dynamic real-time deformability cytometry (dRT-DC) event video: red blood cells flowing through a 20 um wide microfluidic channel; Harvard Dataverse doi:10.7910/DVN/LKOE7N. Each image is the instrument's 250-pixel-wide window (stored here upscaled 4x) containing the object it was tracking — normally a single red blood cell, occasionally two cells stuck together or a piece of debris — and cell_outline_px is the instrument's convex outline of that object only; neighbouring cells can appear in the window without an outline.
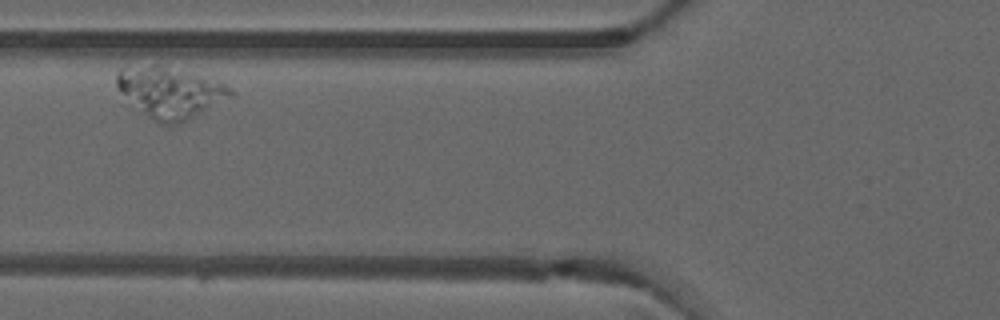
{"species": "common noctule bat (a hibernating species)", "species_latin": "Nyctalus noctula", "temperature_condition": "warm", "stored_images_in_passage": 5, "camera_frame_rate_fps": 3000, "um_per_image_px": 0.085, "animal": {"sex": "male", "forearm_length_mm": 52.5}, "frame": {"image": 1, "passage_image": 2, "time_ms": 0.333, "image_size_px": [1000, 320], "cell_outline_px": [[232, 96], [180, 124], [160, 124], [152, 120], [124, 104], [116, 84], [116, 72], [120, 68], [152, 64], [160, 64], [220, 80], [232, 92]], "centroid_in_image_um": [14.34, 7.86], "position_along_channel_um": 111.5, "area_um2": 34.74}}
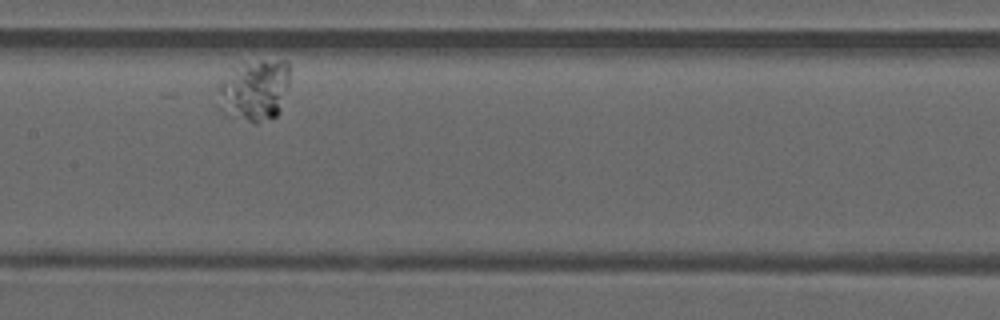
{"frame": {"image": 2, "passage_image": 4, "time_ms": 1.0, "image_size_px": [1000, 320], "cell_outline_px": [[288, 84], [280, 112], [276, 116], [256, 124], [224, 112], [216, 108], [216, 84], [232, 68], [244, 64], [260, 60], [284, 60], [288, 64]], "centroid_in_image_um": [21.56, 7.68], "position_along_channel_um": 185.8, "area_um2": 26.07}}
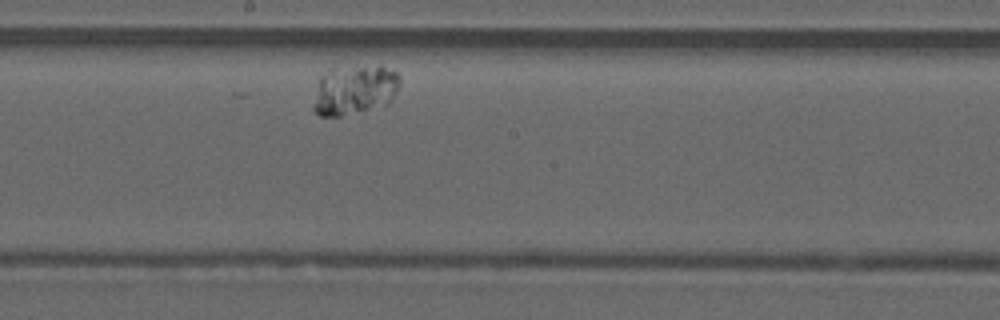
{"frame": {"image": 3, "passage_image": 5, "time_ms": 1.333, "image_size_px": [1000, 320], "cell_outline_px": [[400, 84], [396, 92], [388, 104], [340, 116], [320, 116], [312, 108], [320, 76], [328, 68], [380, 64], [396, 72], [400, 76]], "centroid_in_image_um": [30.14, 7.6], "position_along_channel_um": 218.1, "area_um2": 25.32}}